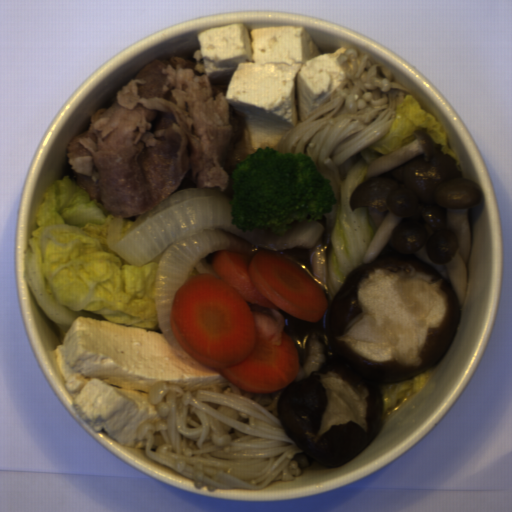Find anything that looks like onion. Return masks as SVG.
Here are the masks:
<instances>
[{
  "label": "onion",
  "instance_id": "06740285",
  "mask_svg": "<svg viewBox=\"0 0 512 512\" xmlns=\"http://www.w3.org/2000/svg\"><path fill=\"white\" fill-rule=\"evenodd\" d=\"M230 199L220 186L189 187L171 194L138 217L123 235L121 217L114 218L107 230V245L130 265L142 266L163 253L157 268L155 294L159 328L181 361L206 373L212 370L182 349L170 324L175 295L190 272L196 269L199 274L218 276L205 259L211 252L232 251L252 256L257 250H309L324 229L318 220H304L291 223L283 236L260 228L242 232L232 225Z\"/></svg>",
  "mask_w": 512,
  "mask_h": 512
},
{
  "label": "onion",
  "instance_id": "6bf65262",
  "mask_svg": "<svg viewBox=\"0 0 512 512\" xmlns=\"http://www.w3.org/2000/svg\"><path fill=\"white\" fill-rule=\"evenodd\" d=\"M309 354L302 367H298V372L291 382L301 381L313 372L321 370L326 361L325 343L319 335L312 333L309 341ZM290 382V383H291Z\"/></svg>",
  "mask_w": 512,
  "mask_h": 512
}]
</instances>
